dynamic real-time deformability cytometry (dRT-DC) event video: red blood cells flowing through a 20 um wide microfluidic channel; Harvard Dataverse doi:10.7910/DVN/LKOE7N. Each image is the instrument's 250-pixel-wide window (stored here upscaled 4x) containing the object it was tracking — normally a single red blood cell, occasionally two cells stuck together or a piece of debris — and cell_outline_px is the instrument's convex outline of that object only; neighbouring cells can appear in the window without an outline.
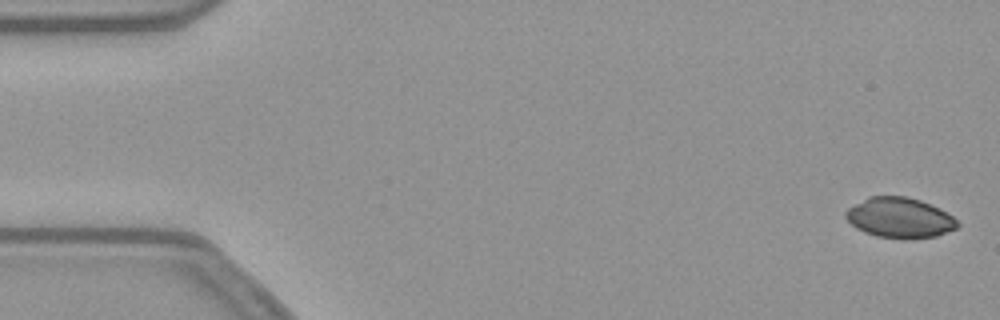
{"species": "common noctule bat (a hibernating species)", "species_latin": "Nyctalus noctula", "temperature_condition": "warm", "stored_images_in_passage": 55, "camera_frame_rate_fps": 3000, "um_per_image_px": 0.085, "animal": {"sex": "female", "body_mass_g": 21.9}, "frame": {"image": 1, "passage_image": 2, "time_ms": 0.333, "image_size_px": [1000, 320], "cell_outline_px": [[960, 224], [956, 228], [936, 236], [876, 236], [864, 232], [856, 228], [844, 216], [844, 212], [848, 208], [868, 196], [908, 196], [920, 200], [940, 208], [952, 216]], "centroid_in_image_um": [76.44, 18.46], "position_along_channel_um": 8.6, "area_um2": 25.55}}
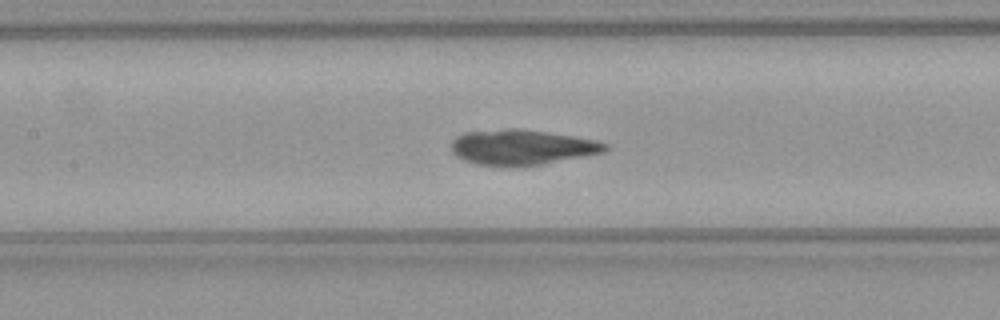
{"frame": {"image": 2, "passage_image": 25, "time_ms": 8.0, "image_size_px": [1000, 320], "cell_outline_px": [[608, 148], [604, 152], [544, 164], [516, 168], [476, 164], [464, 160], [456, 156], [452, 152], [452, 140], [456, 136], [464, 132], [508, 128], [520, 128], [572, 136], [596, 140], [608, 144]], "centroid_in_image_um": [44.33, 12.53], "position_along_channel_um": 163.1, "area_um2": 32.02}}
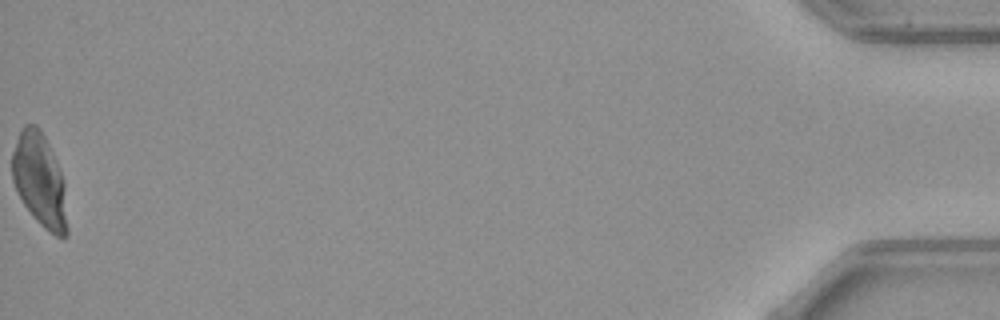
{"frame": {"image": 3, "passage_image": 55, "time_ms": 18.0, "image_size_px": [1000, 320], "cell_outline_px": [[68, 236], [64, 240], [56, 236], [44, 228], [36, 220], [24, 204], [16, 192], [12, 180], [12, 152], [20, 132], [24, 124], [36, 124], [40, 128], [48, 144], [60, 172], [64, 184], [68, 228]], "centroid_in_image_um": [3.37, 15.36], "position_along_channel_um": 431.8, "area_um2": 29.94}}